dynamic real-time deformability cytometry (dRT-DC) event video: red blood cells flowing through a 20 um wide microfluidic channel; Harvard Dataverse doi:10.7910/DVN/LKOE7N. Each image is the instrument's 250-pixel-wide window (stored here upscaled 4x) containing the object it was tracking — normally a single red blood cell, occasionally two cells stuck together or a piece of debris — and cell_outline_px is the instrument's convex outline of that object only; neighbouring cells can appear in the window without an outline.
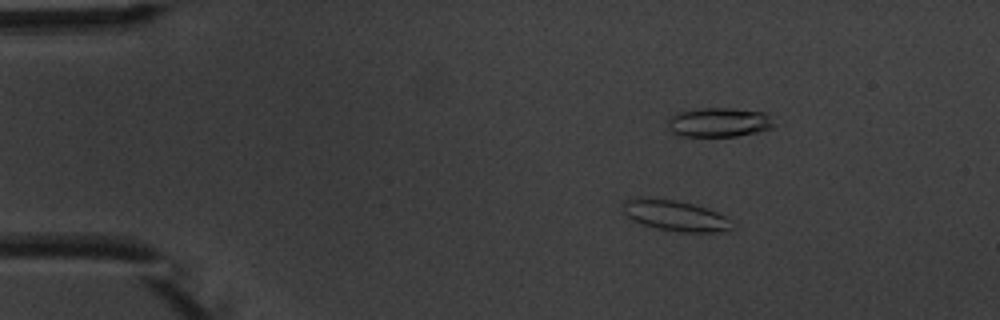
{"species": "common noctule bat (a hibernating species)", "species_latin": "Nyctalus noctula", "temperature_condition": "warm", "stored_images_in_passage": 5, "camera_frame_rate_fps": 3000, "um_per_image_px": 0.085, "animal": {"sex": "male", "body_mass_g": 20.1, "forearm_length_mm": 53.5}, "frame": {"image": 1, "passage_image": 3, "time_ms": 2.333, "image_size_px": [1000, 320], "cell_outline_px": [[732, 228], [728, 232], [680, 232], [656, 228], [640, 224], [632, 220], [624, 212], [620, 204], [624, 200], [640, 196], [672, 200], [692, 204], [708, 208], [724, 216], [728, 220]], "centroid_in_image_um": [57.32, 18.32], "position_along_channel_um": 27.7, "area_um2": 19.65}}